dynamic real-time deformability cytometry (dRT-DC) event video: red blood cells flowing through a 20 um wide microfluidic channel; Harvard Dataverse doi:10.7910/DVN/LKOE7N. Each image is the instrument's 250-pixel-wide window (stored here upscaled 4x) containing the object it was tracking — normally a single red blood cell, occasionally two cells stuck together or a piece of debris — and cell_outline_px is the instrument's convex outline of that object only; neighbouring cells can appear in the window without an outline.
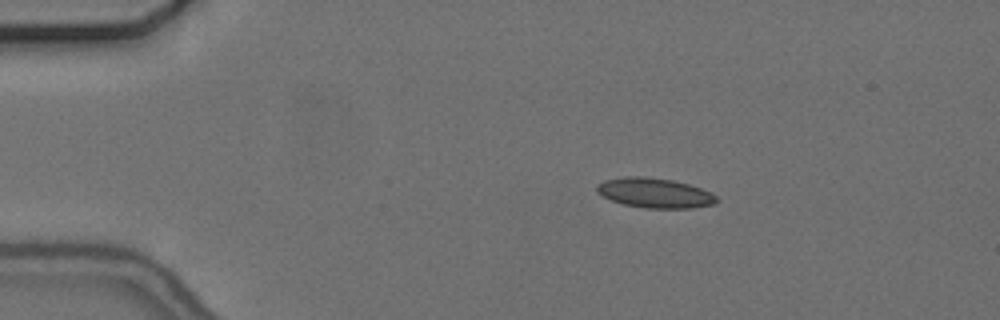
{"species": "common noctule bat (a hibernating species)", "species_latin": "Nyctalus noctula", "temperature_condition": "cold", "stored_images_in_passage": 47, "camera_frame_rate_fps": 3000, "um_per_image_px": 0.085, "animal": {"sex": "female", "body_mass_g": 24.6, "forearm_length_mm": 56.2}, "frame": {"image": 1, "passage_image": 1, "time_ms": 0.0, "image_size_px": [1000, 320], "cell_outline_px": [[720, 200], [716, 204], [692, 208], [644, 208], [620, 204], [596, 192], [596, 188], [604, 180], [624, 176], [644, 176], [672, 180], [688, 184], [712, 192]], "centroid_in_image_um": [55.68, 16.41], "position_along_channel_um": 29.3, "area_um2": 20.98}}
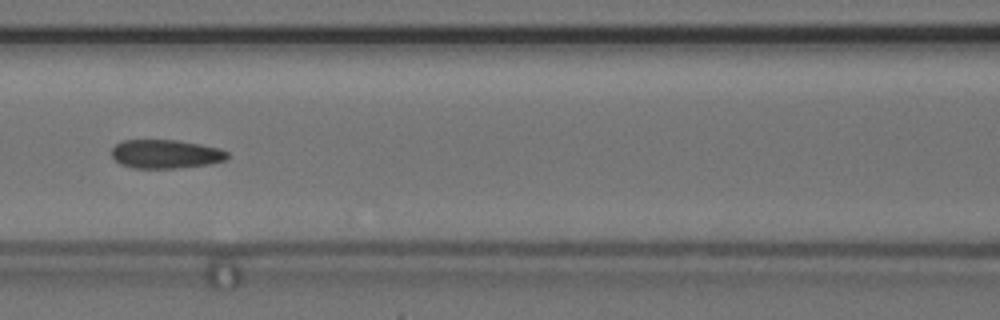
{"frame": {"image": 2, "passage_image": 16, "time_ms": 5.0, "image_size_px": [1000, 320], "cell_outline_px": [[228, 156], [224, 160], [208, 164], [176, 168], [132, 168], [120, 164], [112, 156], [112, 148], [116, 144], [124, 140], [176, 140], [200, 144], [220, 148], [228, 152]], "centroid_in_image_um": [14.07, 13.09], "position_along_channel_um": 152.5, "area_um2": 19.31}}
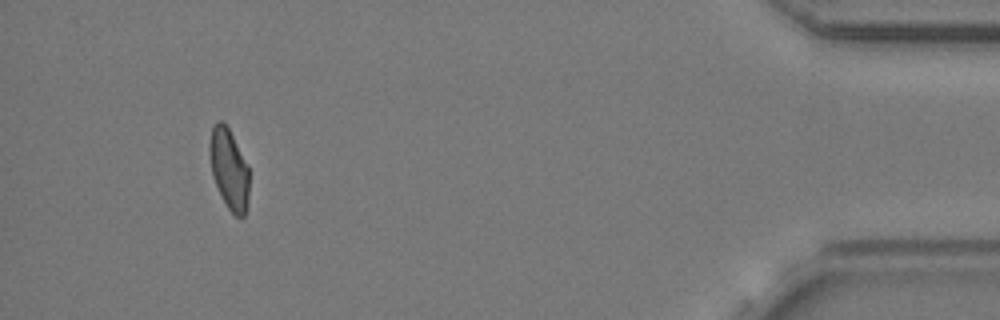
{"frame": {"image": 3, "passage_image": 43, "time_ms": 14.0, "image_size_px": [1000, 320], "cell_outline_px": [[248, 200], [244, 216], [236, 216], [228, 208], [212, 176], [208, 152], [208, 148], [212, 124], [216, 120], [224, 120], [248, 164]], "centroid_in_image_um": [19.44, 14.28], "position_along_channel_um": 415.8, "area_um2": 18.67}, "authors_computed_cell_mechanics": {"area_um2": 19.652, "velocity_mm_per_s": 3.6778, "shape_relaxation_time_tau1_ms": null, "shape_relaxation_time_tau2_ms": 1.6238, "deformation_change_tau1": null, "deformation_change_tau2": 0.0789}}